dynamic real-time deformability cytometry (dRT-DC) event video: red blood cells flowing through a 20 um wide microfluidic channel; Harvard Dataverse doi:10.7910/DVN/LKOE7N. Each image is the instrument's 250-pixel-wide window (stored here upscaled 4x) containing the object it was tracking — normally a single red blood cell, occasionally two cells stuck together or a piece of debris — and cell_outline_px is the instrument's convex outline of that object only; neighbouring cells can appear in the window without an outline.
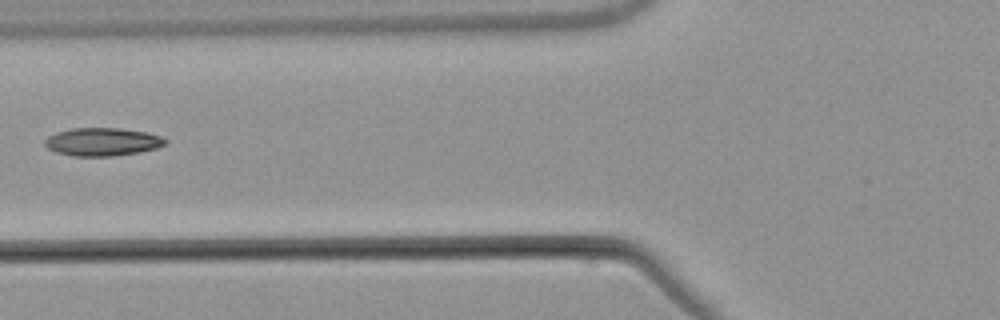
{"species": "common noctule bat (a hibernating species)", "species_latin": "Nyctalus noctula", "temperature_condition": "warm", "stored_images_in_passage": 4, "camera_frame_rate_fps": 3000, "um_per_image_px": 0.085, "animal": {"sex": "male", "body_mass_g": 21.5, "forearm_length_mm": 52.0}, "frame": {"image": 1, "passage_image": 4, "time_ms": 5.667, "image_size_px": [1000, 320], "cell_outline_px": [[168, 140], [164, 144], [156, 148], [140, 152], [112, 156], [72, 156], [56, 152], [48, 148], [44, 144], [44, 140], [48, 136], [56, 132], [72, 128], [120, 128], [148, 132], [160, 136]], "centroid_in_image_um": [8.69, 12.05], "position_along_channel_um": 117.1, "area_um2": 19.77}}